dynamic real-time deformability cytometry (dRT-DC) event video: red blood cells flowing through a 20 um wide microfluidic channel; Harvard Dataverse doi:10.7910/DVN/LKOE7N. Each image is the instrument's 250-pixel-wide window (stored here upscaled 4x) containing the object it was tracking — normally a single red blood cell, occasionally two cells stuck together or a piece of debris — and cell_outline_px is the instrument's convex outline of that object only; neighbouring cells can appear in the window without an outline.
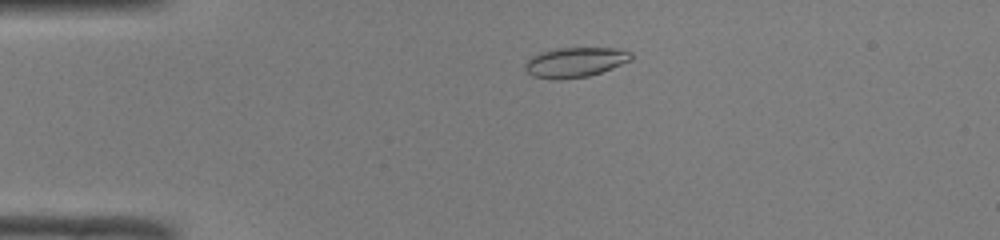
{"species": "common noctule bat (a hibernating species)", "species_latin": "Nyctalus noctula", "temperature_condition": "room temperature", "stored_images_in_passage": 39, "camera_frame_rate_fps": 3000, "um_per_image_px": 0.085, "animal": {"sex": "male", "body_mass_g": 19.0, "forearm_length_mm": 50.8}, "frame": {"image": 1, "passage_image": 1, "time_ms": 0.0, "image_size_px": [1000, 240], "cell_outline_px": [[632, 60], [612, 68], [588, 76], [560, 80], [552, 80], [532, 76], [524, 68], [524, 64], [532, 56], [540, 52], [560, 48], [612, 48], [632, 52]], "centroid_in_image_um": [48.87, 5.3], "position_along_channel_um": 36.1, "area_um2": 18.5}}
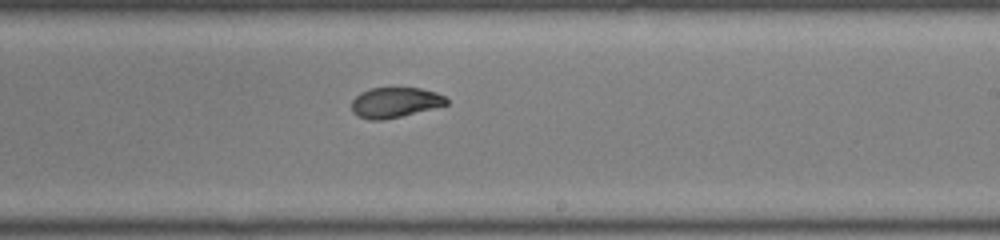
{"frame": {"image": 2, "passage_image": 20, "time_ms": 6.333, "image_size_px": [1000, 240], "cell_outline_px": [[448, 104], [400, 116], [380, 120], [368, 120], [356, 116], [352, 112], [352, 100], [360, 92], [372, 88], [420, 88], [436, 92], [444, 96], [448, 100]], "centroid_in_image_um": [33.54, 8.71], "position_along_channel_um": 255.5, "area_um2": 16.59}}
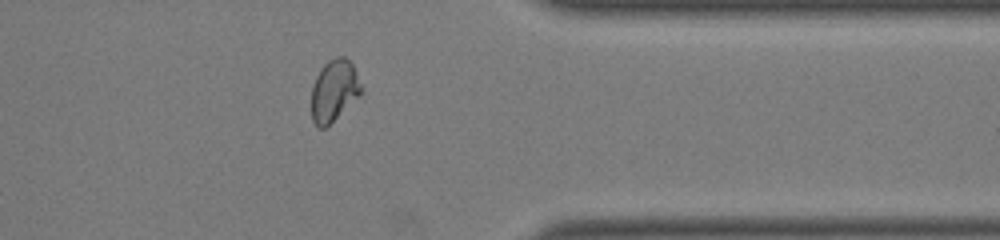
{"frame": {"image": 3, "passage_image": 30, "time_ms": 9.667, "image_size_px": [1000, 240], "cell_outline_px": [[364, 92], [360, 96], [324, 128], [320, 128], [312, 120], [312, 84], [320, 68], [328, 60], [336, 56], [344, 56], [352, 64], [356, 72]], "centroid_in_image_um": [28.41, 7.67], "position_along_channel_um": 383.0, "area_um2": 17.86}, "authors_computed_cell_mechanics": {"area_um2": 17.9758, "velocity_mm_per_s": 4.1061, "shape_relaxation_time_tau1_ms": 4.0328, "shape_relaxation_time_tau2_ms": 1.3346, "deformation_change_tau1": 0.1589, "deformation_change_tau2": 0.0512}}